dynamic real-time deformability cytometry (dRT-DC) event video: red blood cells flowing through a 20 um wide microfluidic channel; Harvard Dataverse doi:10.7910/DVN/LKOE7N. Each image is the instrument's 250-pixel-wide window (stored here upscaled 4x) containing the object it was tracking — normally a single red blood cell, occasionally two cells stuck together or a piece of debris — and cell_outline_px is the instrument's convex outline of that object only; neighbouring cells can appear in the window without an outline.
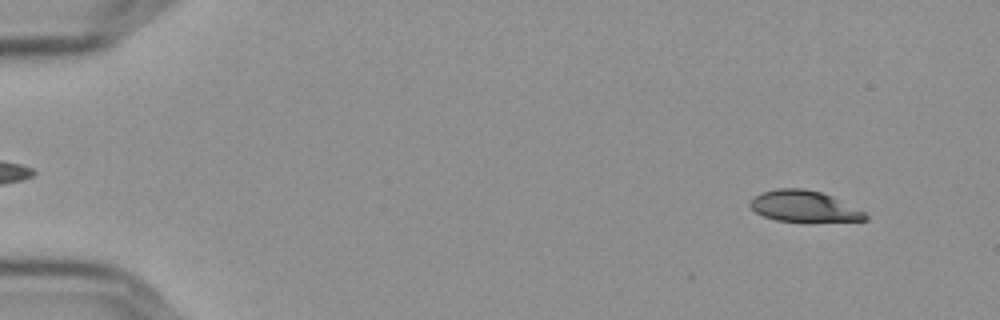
{"species": "Egyptian fruit bat (a non-hibernating species)", "species_latin": "Rousettus aegyptiacus", "temperature_condition": "cold", "stored_images_in_passage": 57, "camera_frame_rate_fps": 3000, "um_per_image_px": 0.085, "frame": {"image": 1, "passage_image": 5, "time_ms": 1.333, "image_size_px": [1000, 320], "cell_outline_px": [[864, 220], [784, 220], [768, 216], [760, 212], [760, 196], [768, 192], [816, 192], [864, 216]], "centroid_in_image_um": [68.4, 17.61], "position_along_channel_um": 16.6, "area_um2": 16.18}}
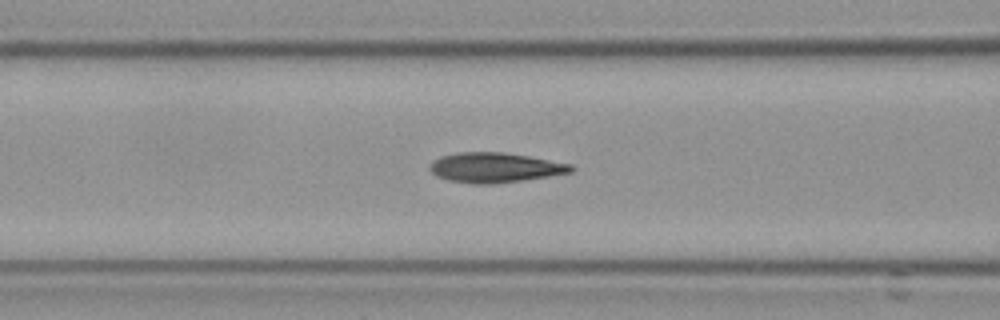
{"frame": {"image": 2, "passage_image": 24, "time_ms": 7.667, "image_size_px": [1000, 320], "cell_outline_px": [[568, 168], [556, 172], [532, 176], [504, 180], [468, 180], [452, 176], [440, 172], [436, 168], [436, 164], [444, 160], [456, 156], [516, 156], [536, 160]], "centroid_in_image_um": [42.06, 14.25], "position_along_channel_um": 124.5, "area_um2": 16.88}}
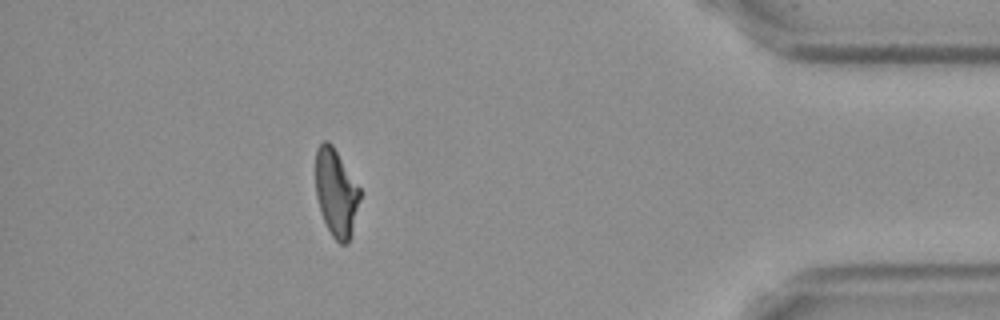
{"frame": {"image": 3, "passage_image": 51, "time_ms": 16.667, "image_size_px": [1000, 320], "cell_outline_px": [[360, 196], [348, 240], [340, 240], [332, 232], [324, 216], [316, 184], [316, 160], [320, 148], [324, 144], [328, 144], [332, 148], [360, 188]], "centroid_in_image_um": [28.6, 16.35], "position_along_channel_um": 406.6, "area_um2": 19.88}}